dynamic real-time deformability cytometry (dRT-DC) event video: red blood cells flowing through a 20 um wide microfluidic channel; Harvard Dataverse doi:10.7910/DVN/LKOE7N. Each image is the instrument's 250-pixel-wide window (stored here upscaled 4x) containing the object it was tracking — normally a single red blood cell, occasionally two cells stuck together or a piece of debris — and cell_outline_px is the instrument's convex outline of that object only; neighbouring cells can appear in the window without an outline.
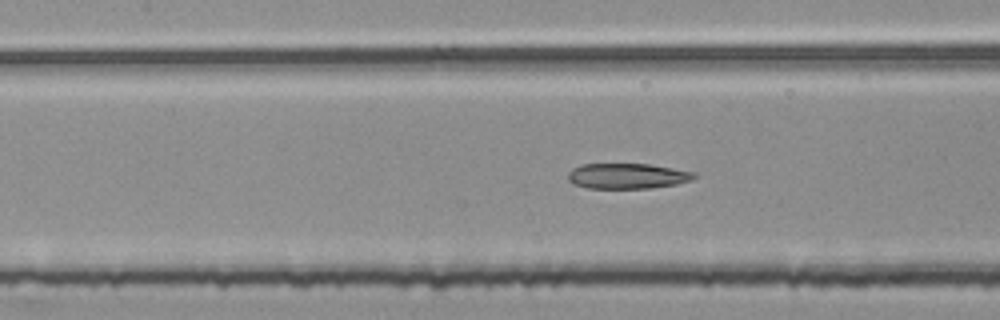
{"species": "common noctule bat (a hibernating species)", "species_latin": "Nyctalus noctula", "temperature_condition": "room temperature", "stored_images_in_passage": 49, "segment_of_instrument_passage": [2, 2], "camera_frame_rate_fps": 3000, "um_per_image_px": 0.085, "animal": {"sex": "female", "body_mass_g": 25.1}, "frame": {"image": 1, "passage_image": 20, "time_ms": 6.333, "image_size_px": [1000, 320], "cell_outline_px": [[696, 176], [692, 180], [676, 184], [652, 188], [588, 188], [576, 184], [568, 180], [568, 172], [572, 168], [580, 164], [648, 164], [696, 172]], "centroid_in_image_um": [53.33, 14.96], "position_along_channel_um": 154.1, "area_um2": 18.67}}
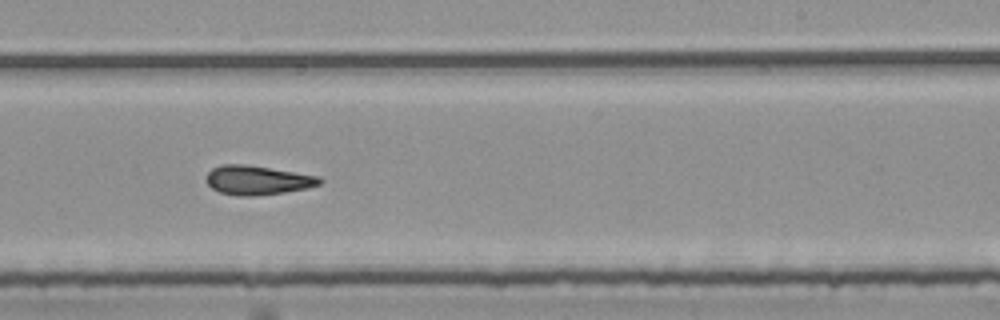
{"frame": {"image": 2, "passage_image": 29, "time_ms": 9.333, "image_size_px": [1000, 320], "cell_outline_px": [[324, 180], [320, 184], [308, 188], [284, 192], [256, 196], [236, 196], [220, 192], [212, 188], [208, 184], [204, 176], [212, 168], [220, 164], [244, 164], [320, 176]], "centroid_in_image_um": [21.87, 15.31], "position_along_channel_um": 267.1, "area_um2": 19.42}}
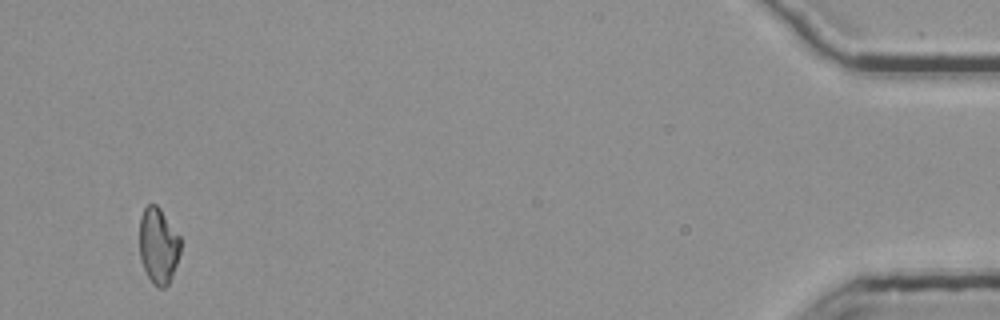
{"frame": {"image": 3, "passage_image": 48, "time_ms": 15.667, "image_size_px": [1000, 320], "cell_outline_px": [[180, 252], [172, 276], [168, 284], [164, 288], [160, 288], [148, 276], [140, 260], [140, 216], [144, 208], [148, 204], [156, 204], [160, 208], [180, 236]], "centroid_in_image_um": [13.46, 20.85], "position_along_channel_um": 421.7, "area_um2": 17.98}}